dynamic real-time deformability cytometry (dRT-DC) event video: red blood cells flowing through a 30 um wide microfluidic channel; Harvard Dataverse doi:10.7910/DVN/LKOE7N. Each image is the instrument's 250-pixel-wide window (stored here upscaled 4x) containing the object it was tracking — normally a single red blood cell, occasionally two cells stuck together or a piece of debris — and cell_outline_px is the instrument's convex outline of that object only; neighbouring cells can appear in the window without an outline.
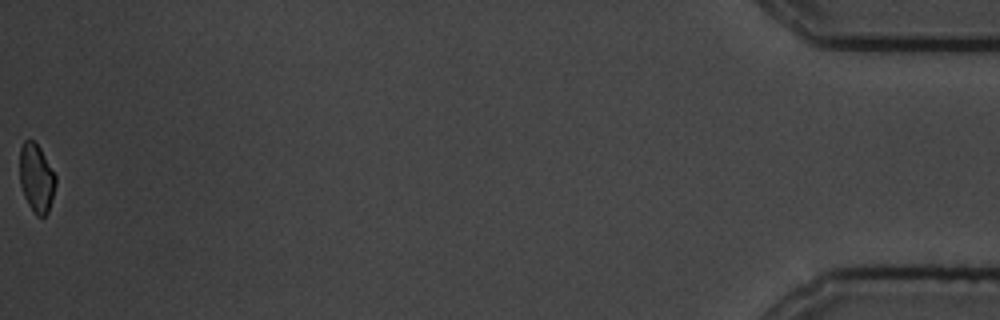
{"species": "common noctule bat (a hibernating species)", "species_latin": "Nyctalus noctula", "temperature_condition": "cold", "stored_images_in_passage": 44, "camera_frame_rate_fps": 3000, "um_per_image_px": 0.085, "animal": {"sex": "male", "body_mass_g": 19.5, "forearm_length_mm": 54.6}, "frame": {"image": 1, "passage_image": 44, "time_ms": 14.333, "image_size_px": [1000, 320], "cell_outline_px": [[56, 184], [52, 200], [48, 212], [44, 216], [36, 216], [28, 204], [24, 196], [20, 184], [20, 148], [24, 140], [32, 140], [40, 148], [56, 176]], "centroid_in_image_um": [3.09, 15.15], "position_along_channel_um": 432.1, "area_um2": 14.28}, "authors_computed_cell_mechanics": {"area_um2": 16.0684, "velocity_mm_per_s": 3.491, "shape_relaxation_time_tau1_ms": 2.4404, "shape_relaxation_time_tau2_ms": 4.2411, "deformation_change_tau1": 0.0872, "deformation_change_tau2": 0.0785}}